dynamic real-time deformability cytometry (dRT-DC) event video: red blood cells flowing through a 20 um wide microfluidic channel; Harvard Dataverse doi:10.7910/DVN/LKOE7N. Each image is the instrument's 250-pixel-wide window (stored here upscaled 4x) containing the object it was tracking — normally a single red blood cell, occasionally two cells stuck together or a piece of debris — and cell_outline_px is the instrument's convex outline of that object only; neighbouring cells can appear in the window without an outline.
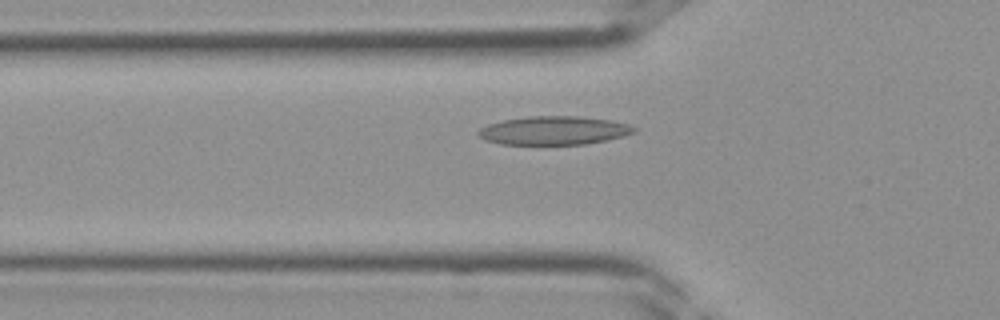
{"species": "Egyptian fruit bat (a non-hibernating species)", "species_latin": "Rousettus aegyptiacus", "temperature_condition": "room temperature", "stored_images_in_passage": 30, "camera_frame_rate_fps": 3000, "um_per_image_px": 0.085, "frame": {"image": 1, "passage_image": 6, "time_ms": 1.667, "image_size_px": [1000, 320], "cell_outline_px": [[636, 132], [624, 136], [608, 140], [584, 144], [500, 144], [484, 140], [476, 136], [476, 132], [480, 128], [488, 124], [504, 120], [528, 116], [580, 116], [612, 120], [628, 124], [636, 128]], "centroid_in_image_um": [47.07, 11.09], "position_along_channel_um": 78.7, "area_um2": 26.13}}
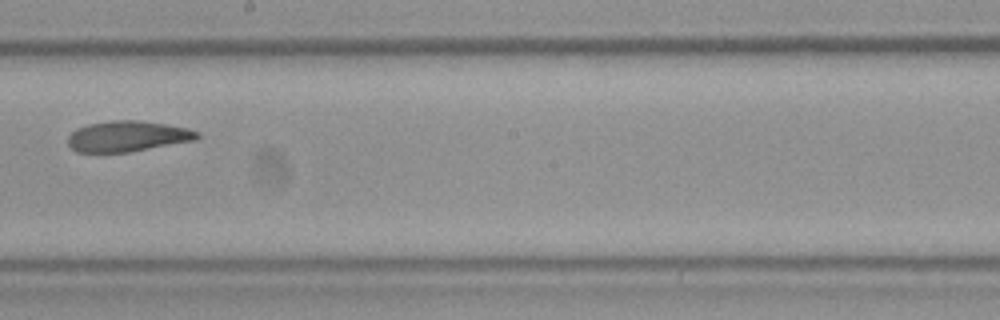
{"frame": {"image": 2, "passage_image": 15, "time_ms": 4.667, "image_size_px": [1000, 320], "cell_outline_px": [[200, 136], [196, 140], [128, 152], [76, 152], [68, 144], [68, 136], [76, 128], [88, 124], [112, 120], [140, 120], [188, 128], [200, 132]], "centroid_in_image_um": [10.84, 11.58], "position_along_channel_um": 237.4, "area_um2": 23.12}}
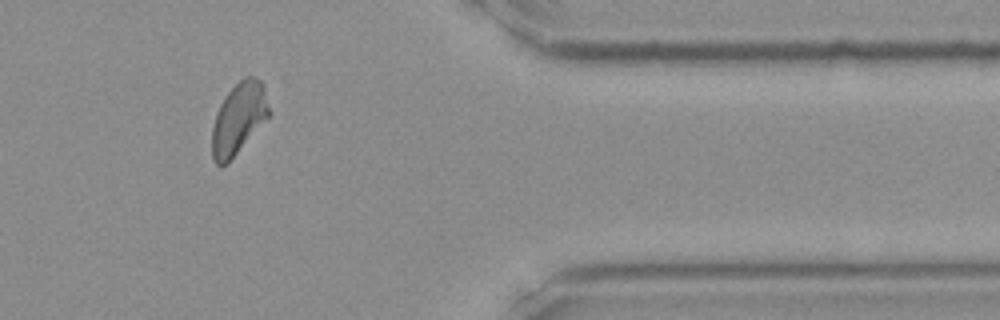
{"frame": {"image": 3, "passage_image": 25, "time_ms": 8.0, "image_size_px": [1000, 320], "cell_outline_px": [[272, 112], [228, 164], [220, 168], [216, 164], [212, 156], [212, 128], [220, 104], [224, 96], [244, 76], [252, 76], [260, 80], [264, 84]], "centroid_in_image_um": [20.3, 10.08], "position_along_channel_um": 391.1, "area_um2": 23.93}}